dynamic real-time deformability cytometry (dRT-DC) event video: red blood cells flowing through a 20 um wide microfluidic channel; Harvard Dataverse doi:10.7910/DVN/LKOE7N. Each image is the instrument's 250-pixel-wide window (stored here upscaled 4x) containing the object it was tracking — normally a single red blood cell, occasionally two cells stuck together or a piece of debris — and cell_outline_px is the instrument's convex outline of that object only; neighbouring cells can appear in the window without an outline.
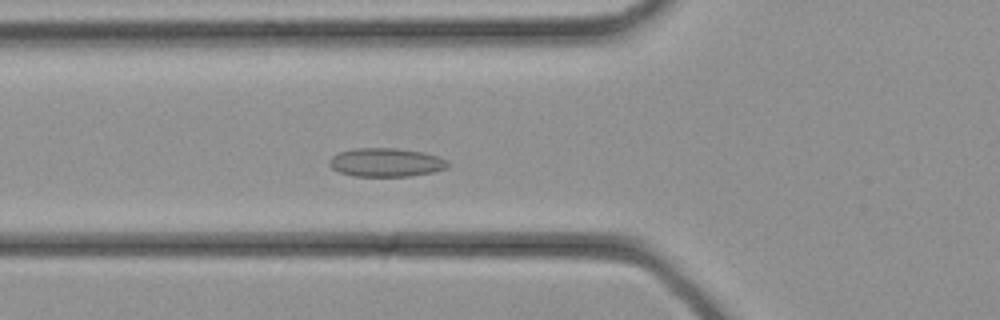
{"species": "common noctule bat (a hibernating species)", "species_latin": "Nyctalus noctula", "temperature_condition": "cold", "stored_images_in_passage": 34, "camera_frame_rate_fps": 3000, "um_per_image_px": 0.085, "animal": {"sex": "female", "body_mass_g": 21.9}, "frame": {"image": 1, "passage_image": 12, "time_ms": 3.667, "image_size_px": [1000, 320], "cell_outline_px": [[448, 168], [432, 172], [412, 176], [352, 176], [340, 172], [332, 168], [328, 164], [328, 160], [332, 156], [340, 152], [352, 148], [396, 148], [424, 152], [440, 156], [448, 160]], "centroid_in_image_um": [32.82, 13.8], "position_along_channel_um": 93.0, "area_um2": 20.0}}
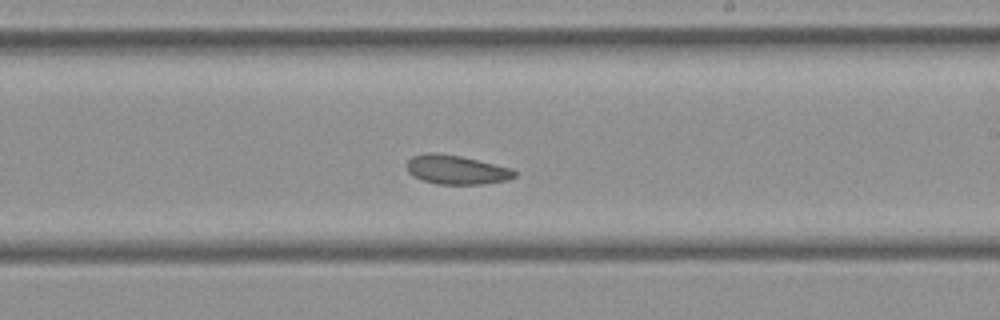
{"frame": {"image": 2, "passage_image": 20, "time_ms": 6.333, "image_size_px": [1000, 320], "cell_outline_px": [[516, 176], [508, 180], [484, 184], [436, 184], [412, 176], [408, 172], [408, 160], [412, 156], [428, 152], [436, 152], [460, 156], [512, 168], [516, 172]], "centroid_in_image_um": [38.8, 14.43], "position_along_channel_um": 250.2, "area_um2": 18.26}}
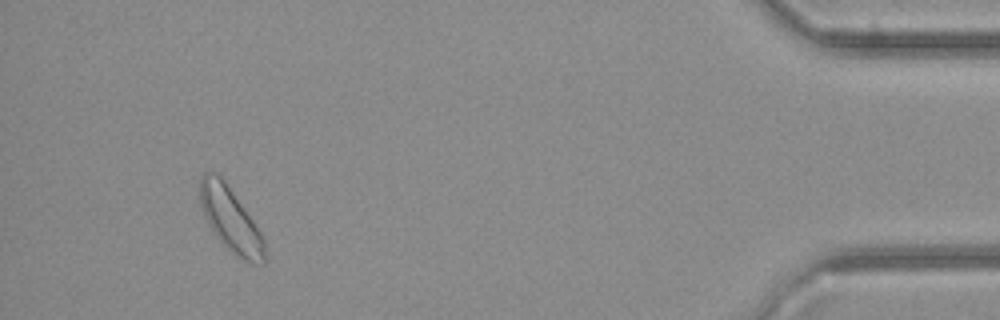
{"frame": {"image": 3, "passage_image": 32, "time_ms": 10.333, "image_size_px": [1000, 320], "cell_outline_px": [[264, 264], [252, 264], [244, 260], [228, 248], [220, 240], [208, 224], [200, 204], [200, 176], [204, 172], [216, 172], [224, 180], [252, 220], [260, 232], [264, 240]], "centroid_in_image_um": [19.57, 18.64], "position_along_channel_um": 415.6, "area_um2": 23.52}}